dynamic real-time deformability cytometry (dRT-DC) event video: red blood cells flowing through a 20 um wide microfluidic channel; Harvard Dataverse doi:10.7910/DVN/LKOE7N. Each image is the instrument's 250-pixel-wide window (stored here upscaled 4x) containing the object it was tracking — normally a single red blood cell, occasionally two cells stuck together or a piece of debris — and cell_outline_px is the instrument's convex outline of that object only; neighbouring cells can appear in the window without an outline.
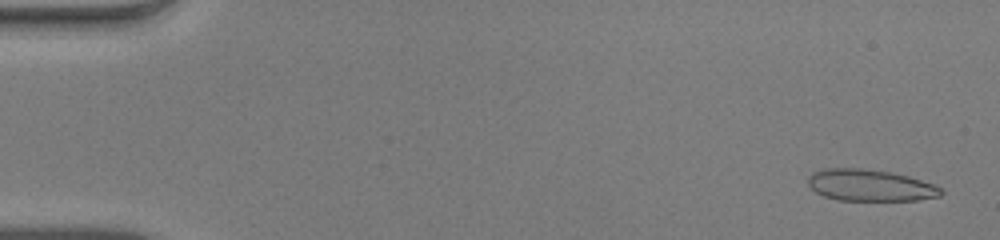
{"species": "human", "species_latin": "Homo sapiens", "temperature_condition": "warm", "stored_images_in_passage": 52, "camera_frame_rate_fps": 3000, "um_per_image_px": 0.085, "donor": {"sex": "male"}, "frame": {"image": 1, "passage_image": 2, "time_ms": 0.333, "image_size_px": [1000, 240], "cell_outline_px": [[944, 192], [940, 196], [916, 200], [836, 200], [824, 196], [816, 192], [808, 184], [808, 176], [812, 172], [824, 168], [864, 168], [892, 172], [908, 176], [936, 184]], "centroid_in_image_um": [73.96, 15.74], "position_along_channel_um": 11.0, "area_um2": 24.68}}
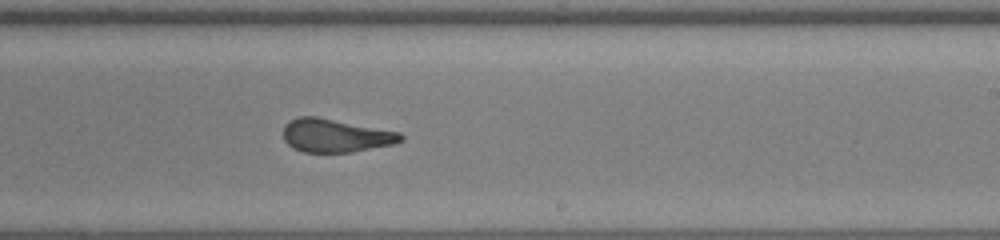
{"frame": {"image": 2, "passage_image": 32, "time_ms": 10.333, "image_size_px": [1000, 240], "cell_outline_px": [[404, 140], [392, 144], [352, 152], [304, 152], [292, 148], [284, 140], [284, 124], [288, 120], [300, 116], [316, 116], [400, 132], [404, 136]], "centroid_in_image_um": [28.5, 11.51], "position_along_channel_um": 260.5, "area_um2": 22.83}}
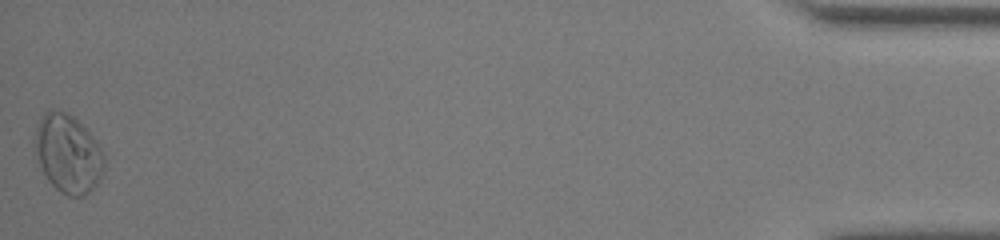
{"frame": {"image": 3, "passage_image": 52, "time_ms": 17.0, "image_size_px": [1000, 240], "cell_outline_px": [[104, 168], [100, 180], [84, 196], [68, 196], [60, 192], [48, 180], [40, 164], [36, 152], [36, 124], [40, 116], [48, 108], [68, 112], [96, 140], [104, 152]], "centroid_in_image_um": [5.79, 13.04], "position_along_channel_um": 429.4, "area_um2": 31.5}}